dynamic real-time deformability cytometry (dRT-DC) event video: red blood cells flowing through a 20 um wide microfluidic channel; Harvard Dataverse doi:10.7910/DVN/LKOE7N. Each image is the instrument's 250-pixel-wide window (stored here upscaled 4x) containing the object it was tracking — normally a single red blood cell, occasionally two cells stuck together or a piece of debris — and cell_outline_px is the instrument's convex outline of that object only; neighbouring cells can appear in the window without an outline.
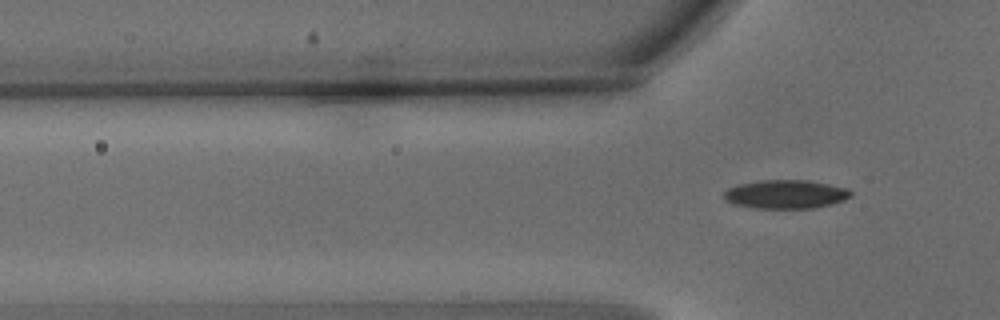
{"species": "common noctule bat (a hibernating species)", "species_latin": "Nyctalus noctula", "temperature_condition": "warm", "stored_images_in_passage": 3, "camera_frame_rate_fps": 3000, "um_per_image_px": 0.085, "animal": {"sex": "male", "body_mass_g": 15.6}, "frame": {"image": 1, "passage_image": 3, "time_ms": 0.667, "image_size_px": [1000, 320], "cell_outline_px": [[852, 196], [844, 200], [832, 204], [816, 208], [756, 208], [732, 204], [724, 200], [724, 192], [728, 188], [740, 184], [760, 180], [808, 180], [848, 188], [852, 192]], "centroid_in_image_um": [66.8, 16.51], "position_along_channel_um": 59.0, "area_um2": 21.33}}